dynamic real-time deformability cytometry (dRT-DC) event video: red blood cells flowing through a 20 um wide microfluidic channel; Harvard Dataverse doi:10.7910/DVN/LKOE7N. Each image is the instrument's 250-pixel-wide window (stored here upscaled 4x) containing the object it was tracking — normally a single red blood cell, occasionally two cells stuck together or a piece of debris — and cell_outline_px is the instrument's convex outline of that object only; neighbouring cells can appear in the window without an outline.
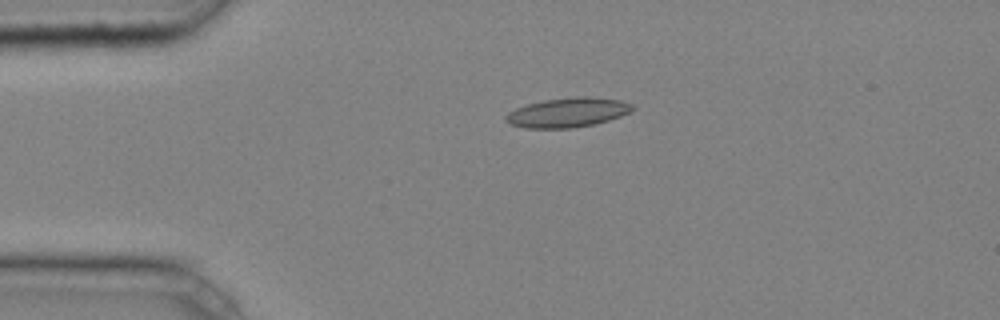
{"species": "common noctule bat (a hibernating species)", "species_latin": "Nyctalus noctula", "temperature_condition": "cold", "stored_images_in_passage": 3, "camera_frame_rate_fps": 3000, "um_per_image_px": 0.085, "animal": {"sex": "male", "body_mass_g": 20.4}, "frame": {"image": 1, "passage_image": 2, "time_ms": 0.333, "image_size_px": [1000, 320], "cell_outline_px": [[636, 108], [620, 116], [608, 120], [592, 124], [572, 128], [524, 128], [512, 124], [504, 120], [504, 116], [508, 112], [516, 108], [528, 104], [544, 100], [576, 96], [588, 96], [620, 100], [632, 104]], "centroid_in_image_um": [48.24, 9.55], "position_along_channel_um": 36.8, "area_um2": 21.68}}